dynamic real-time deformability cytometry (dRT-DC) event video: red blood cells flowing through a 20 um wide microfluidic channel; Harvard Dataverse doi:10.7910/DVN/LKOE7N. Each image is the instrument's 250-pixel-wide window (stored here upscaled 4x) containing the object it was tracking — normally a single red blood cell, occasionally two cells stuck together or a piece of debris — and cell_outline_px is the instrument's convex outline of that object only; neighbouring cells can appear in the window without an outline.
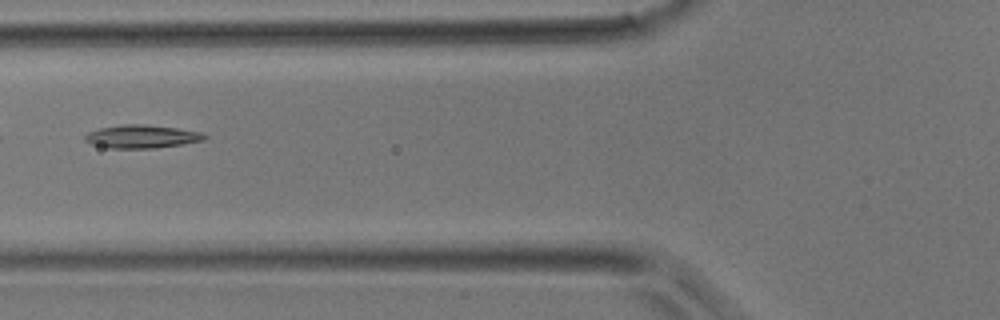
{"species": "common noctule bat (a hibernating species)", "species_latin": "Nyctalus noctula", "temperature_condition": "room temperature", "stored_images_in_passage": 16, "camera_frame_rate_fps": 3000, "um_per_image_px": 0.085, "animal": {"sex": "male", "body_mass_g": 17.9}, "frame": {"image": 1, "passage_image": 14, "time_ms": 4.333, "image_size_px": [1000, 320], "cell_outline_px": [[208, 136], [204, 140], [184, 144], [152, 148], [108, 148], [92, 144], [84, 140], [84, 136], [88, 132], [100, 128], [124, 124], [144, 124], [176, 128], [200, 132]], "centroid_in_image_um": [12.04, 11.6], "position_along_channel_um": 113.8, "area_um2": 16.07}}
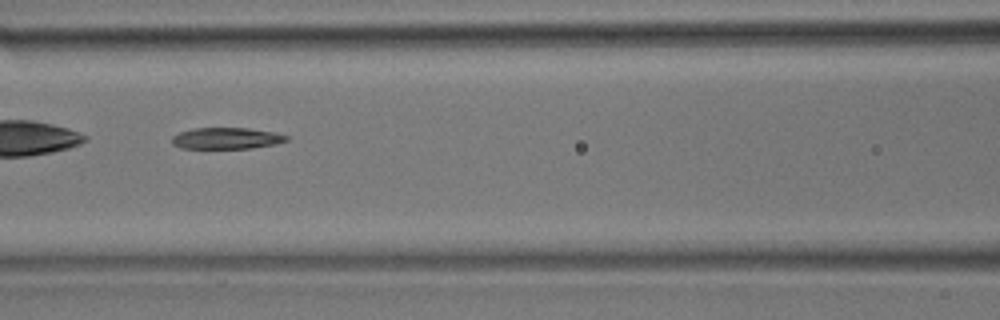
{"frame": {"image": 2, "passage_image": 16, "time_ms": 5.0, "image_size_px": [1000, 320], "cell_outline_px": [[288, 140], [276, 144], [252, 148], [180, 148], [172, 144], [172, 136], [180, 132], [192, 128], [248, 128], [276, 132], [288, 136]], "centroid_in_image_um": [19.26, 11.75], "position_along_channel_um": 147.3, "area_um2": 14.33}}